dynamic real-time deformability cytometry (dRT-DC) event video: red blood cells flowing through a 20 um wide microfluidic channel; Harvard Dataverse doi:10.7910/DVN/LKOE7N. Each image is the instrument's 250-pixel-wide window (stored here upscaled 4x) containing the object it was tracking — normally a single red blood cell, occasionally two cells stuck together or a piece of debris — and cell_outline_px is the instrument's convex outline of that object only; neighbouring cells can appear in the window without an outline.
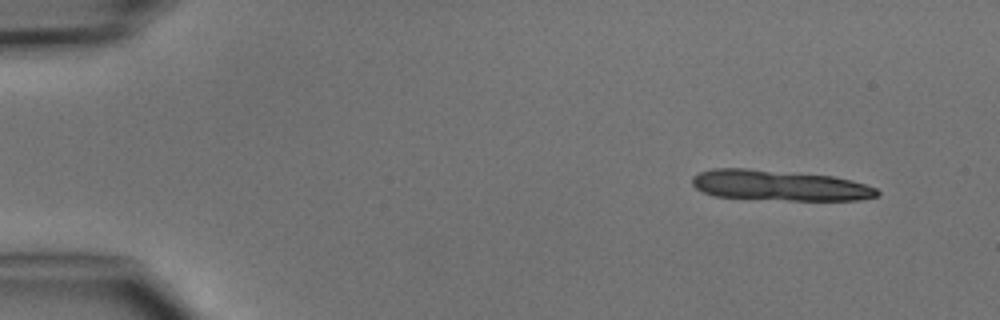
{"species": "common noctule bat (a hibernating species)", "species_latin": "Nyctalus noctula", "temperature_condition": "cold", "stored_images_in_passage": 5, "camera_frame_rate_fps": 3000, "um_per_image_px": 0.085, "animal": {"sex": "male", "body_mass_g": 15.6}, "frame": {"image": 1, "passage_image": 1, "time_ms": 0.0, "image_size_px": [1000, 320], "cell_outline_px": [[880, 192], [876, 196], [860, 200], [792, 200], [716, 196], [704, 192], [696, 188], [692, 184], [692, 176], [700, 172], [712, 168], [748, 168], [832, 176], [852, 180], [876, 188]], "centroid_in_image_um": [66.24, 15.75], "position_along_channel_um": 18.8, "area_um2": 32.66}}